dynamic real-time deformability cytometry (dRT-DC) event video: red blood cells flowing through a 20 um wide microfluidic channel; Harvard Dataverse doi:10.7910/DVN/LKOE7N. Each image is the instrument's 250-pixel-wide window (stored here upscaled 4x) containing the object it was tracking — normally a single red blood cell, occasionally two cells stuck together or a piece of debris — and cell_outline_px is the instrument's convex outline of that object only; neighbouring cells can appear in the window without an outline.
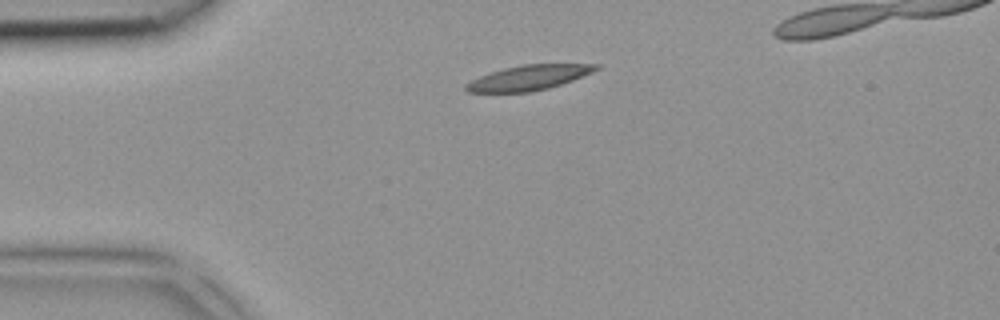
{"species": "common noctule bat (a hibernating species)", "species_latin": "Nyctalus noctula", "temperature_condition": "room temperature", "stored_images_in_passage": 2, "camera_frame_rate_fps": 3000, "um_per_image_px": 0.085, "animal": {"sex": "female", "body_mass_g": 18.4}, "frame": {"image": 1, "passage_image": 2, "time_ms": 0.333, "image_size_px": [1000, 320], "cell_outline_px": [[600, 68], [592, 72], [572, 80], [548, 88], [532, 92], [468, 92], [464, 88], [464, 84], [480, 76], [504, 68], [524, 64], [600, 64]], "centroid_in_image_um": [44.94, 6.6], "position_along_channel_um": 40.1, "area_um2": 18.73}}